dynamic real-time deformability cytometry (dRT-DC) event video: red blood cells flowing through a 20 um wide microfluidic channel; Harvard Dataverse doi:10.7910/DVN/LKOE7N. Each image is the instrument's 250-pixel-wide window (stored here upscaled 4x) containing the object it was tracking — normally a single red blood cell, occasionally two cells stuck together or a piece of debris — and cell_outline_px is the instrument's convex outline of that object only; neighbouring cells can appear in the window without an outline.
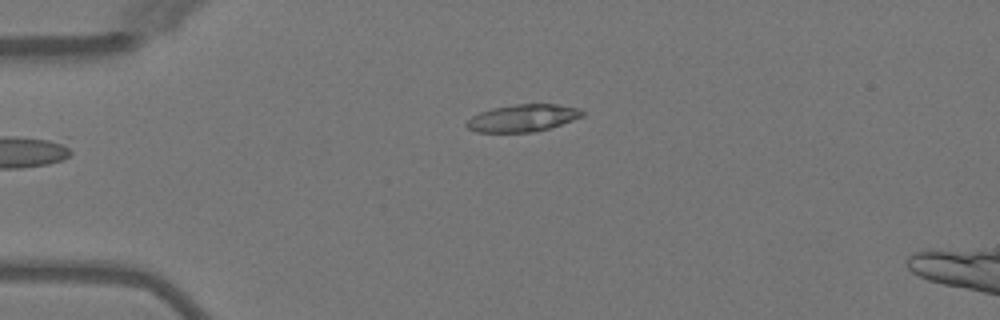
{"species": "Egyptian fruit bat (a non-hibernating species)", "species_latin": "Rousettus aegyptiacus", "temperature_condition": "warm", "stored_images_in_passage": 5, "camera_frame_rate_fps": 3000, "um_per_image_px": 0.085, "animal": {"sex": "female"}, "frame": {"image": 1, "passage_image": 5, "time_ms": 5.667, "image_size_px": [1000, 320], "cell_outline_px": [[584, 116], [548, 128], [532, 132], [476, 132], [468, 128], [464, 124], [472, 116], [480, 112], [492, 108], [516, 104], [556, 104], [580, 108], [584, 112]], "centroid_in_image_um": [44.42, 10.02], "position_along_channel_um": 40.6, "area_um2": 18.26}}